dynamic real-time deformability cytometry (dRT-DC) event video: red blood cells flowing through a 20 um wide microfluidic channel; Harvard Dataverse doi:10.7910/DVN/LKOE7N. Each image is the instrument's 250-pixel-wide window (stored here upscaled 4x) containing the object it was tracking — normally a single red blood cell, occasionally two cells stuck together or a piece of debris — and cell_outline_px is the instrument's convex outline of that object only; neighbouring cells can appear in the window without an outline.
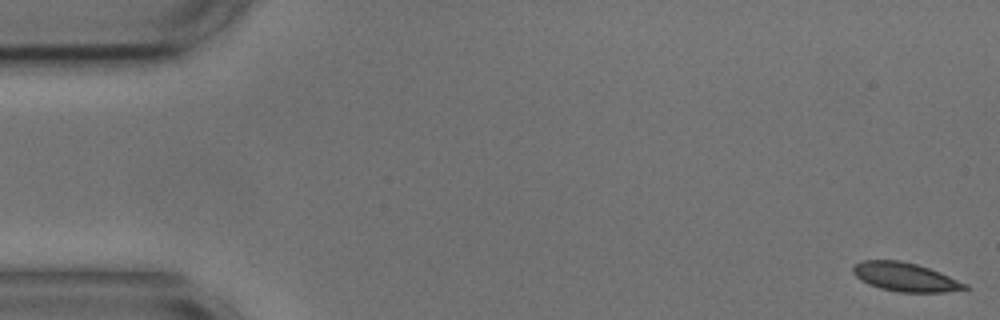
{"species": "common noctule bat (a hibernating species)", "species_latin": "Nyctalus noctula", "temperature_condition": "cold", "stored_images_in_passage": 14, "camera_frame_rate_fps": 3000, "um_per_image_px": 0.085, "animal": {"sex": "male", "body_mass_g": 17.9, "forearm_length_mm": 54.2}, "frame": {"image": 1, "passage_image": 1, "time_ms": 0.0, "image_size_px": [1000, 320], "cell_outline_px": [[968, 288], [944, 292], [900, 292], [880, 288], [868, 284], [860, 280], [852, 272], [852, 268], [856, 264], [864, 260], [900, 260], [916, 264], [940, 272], [968, 284]], "centroid_in_image_um": [76.93, 23.54], "position_along_channel_um": 8.1, "area_um2": 18.61}}